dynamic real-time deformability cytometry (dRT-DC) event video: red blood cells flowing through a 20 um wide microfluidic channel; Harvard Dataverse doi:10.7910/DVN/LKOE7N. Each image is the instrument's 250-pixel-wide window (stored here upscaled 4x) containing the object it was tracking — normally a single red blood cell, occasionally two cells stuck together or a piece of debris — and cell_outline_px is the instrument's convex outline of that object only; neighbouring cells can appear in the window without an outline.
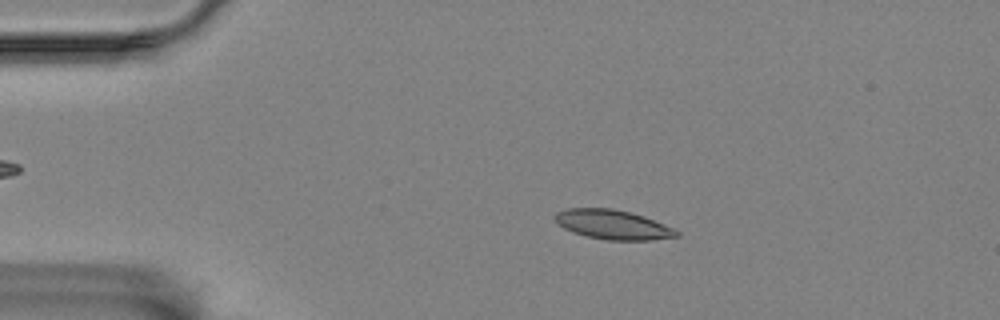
{"species": "Egyptian fruit bat (a non-hibernating species)", "species_latin": "Rousettus aegyptiacus", "temperature_condition": "room temperature", "stored_images_in_passage": 57, "camera_frame_rate_fps": 3000, "um_per_image_px": 0.085, "animal": {"sex": "female"}, "frame": {"image": 1, "passage_image": 11, "time_ms": 3.333, "image_size_px": [1000, 320], "cell_outline_px": [[680, 236], [648, 240], [608, 240], [588, 236], [572, 232], [556, 224], [552, 216], [556, 212], [568, 208], [612, 208], [632, 212], [644, 216], [664, 224], [680, 232]], "centroid_in_image_um": [52.05, 19.08], "position_along_channel_um": 32.9, "area_um2": 20.98}}
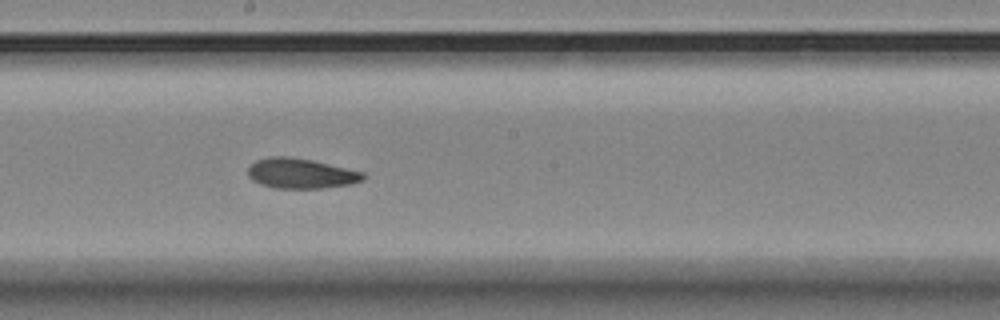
{"frame": {"image": 2, "passage_image": 31, "time_ms": 10.0, "image_size_px": [1000, 320], "cell_outline_px": [[364, 180], [352, 184], [324, 188], [276, 188], [260, 184], [252, 180], [248, 176], [248, 168], [256, 160], [272, 156], [288, 156], [312, 160], [364, 172]], "centroid_in_image_um": [25.58, 14.74], "position_along_channel_um": 222.6, "area_um2": 20.23}}
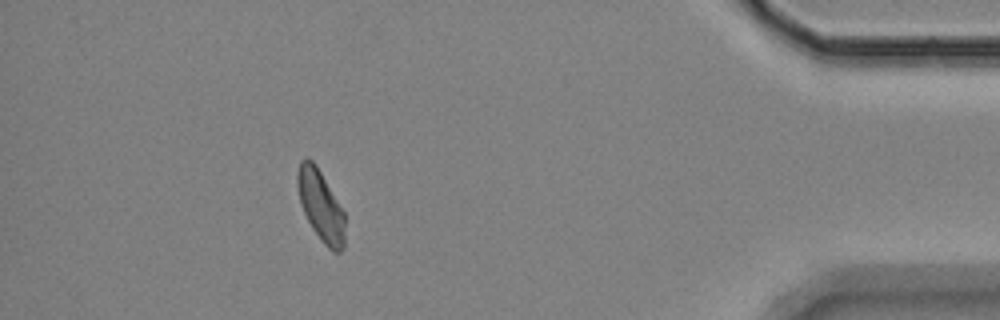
{"frame": {"image": 3, "passage_image": 51, "time_ms": 16.667, "image_size_px": [1000, 320], "cell_outline_px": [[344, 248], [340, 252], [332, 252], [320, 240], [312, 228], [300, 204], [296, 184], [296, 176], [300, 160], [304, 156], [308, 156], [316, 164], [344, 212]], "centroid_in_image_um": [27.23, 17.45], "position_along_channel_um": 408.0, "area_um2": 19.77}, "authors_computed_cell_mechanics": {"area_um2": 20.519, "velocity_mm_per_s": 3.5071, "shape_relaxation_time_tau1_ms": 6.0085, "shape_relaxation_time_tau2_ms": 2.9763, "deformation_change_tau1": 0.1306, "deformation_change_tau2": 0.0678}}